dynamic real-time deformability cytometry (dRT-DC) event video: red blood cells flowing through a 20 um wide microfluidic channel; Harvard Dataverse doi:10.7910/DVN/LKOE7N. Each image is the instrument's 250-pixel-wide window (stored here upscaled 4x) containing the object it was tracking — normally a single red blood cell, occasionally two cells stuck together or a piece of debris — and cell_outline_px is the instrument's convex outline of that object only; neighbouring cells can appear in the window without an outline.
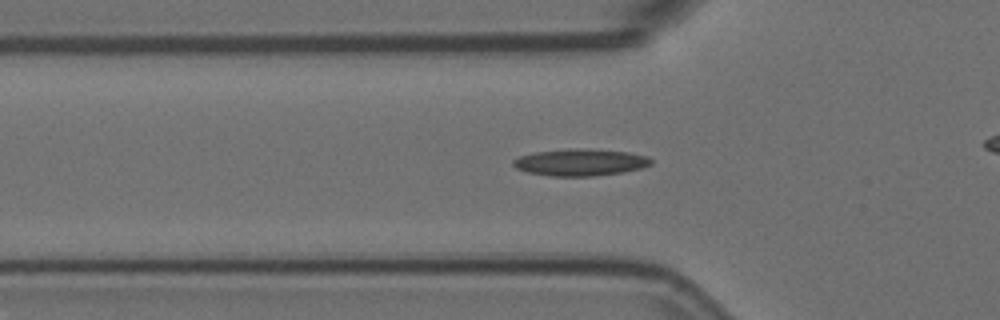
{"species": "Egyptian fruit bat (a non-hibernating species)", "species_latin": "Rousettus aegyptiacus", "temperature_condition": "room temperature", "stored_images_in_passage": 32, "camera_frame_rate_fps": 3000, "um_per_image_px": 0.085, "animal": {"sex": "female"}, "frame": {"image": 1, "passage_image": 4, "time_ms": 1.0, "image_size_px": [1000, 320], "cell_outline_px": [[652, 164], [640, 168], [620, 172], [592, 176], [552, 176], [528, 172], [516, 168], [512, 164], [512, 160], [520, 156], [536, 152], [572, 148], [580, 148], [628, 152], [648, 156], [652, 160]], "centroid_in_image_um": [49.32, 13.79], "position_along_channel_um": 76.5, "area_um2": 21.39}}
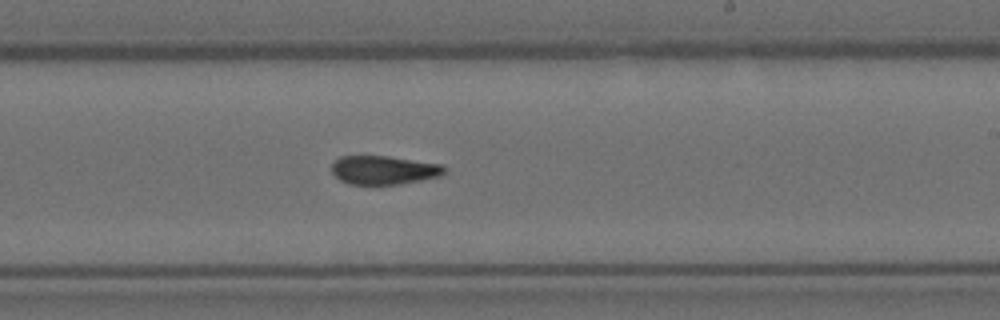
{"frame": {"image": 2, "passage_image": 19, "time_ms": 6.0, "image_size_px": [1000, 320], "cell_outline_px": [[448, 168], [440, 176], [400, 184], [348, 184], [340, 180], [332, 172], [332, 164], [340, 156], [388, 156], [444, 164]], "centroid_in_image_um": [32.66, 14.45], "position_along_channel_um": 256.3, "area_um2": 18.9}}
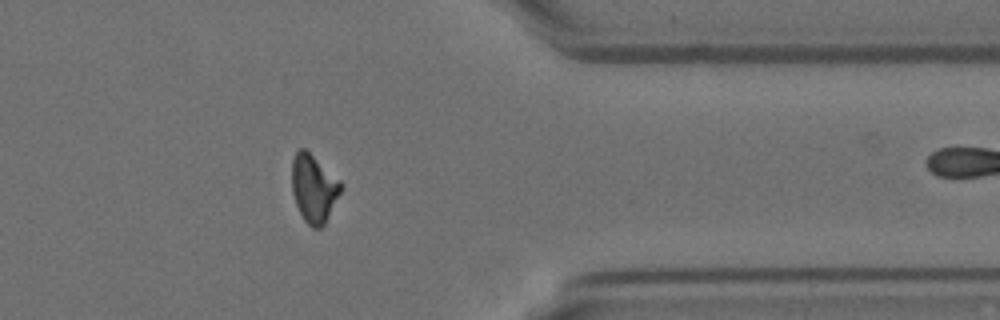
{"frame": {"image": 3, "passage_image": 31, "time_ms": 10.0, "image_size_px": [1000, 320], "cell_outline_px": [[344, 188], [324, 224], [320, 228], [312, 228], [304, 220], [296, 204], [292, 192], [292, 160], [296, 152], [300, 148], [304, 148], [340, 180], [344, 184]], "centroid_in_image_um": [26.69, 16.02], "position_along_channel_um": 384.7, "area_um2": 19.36}}